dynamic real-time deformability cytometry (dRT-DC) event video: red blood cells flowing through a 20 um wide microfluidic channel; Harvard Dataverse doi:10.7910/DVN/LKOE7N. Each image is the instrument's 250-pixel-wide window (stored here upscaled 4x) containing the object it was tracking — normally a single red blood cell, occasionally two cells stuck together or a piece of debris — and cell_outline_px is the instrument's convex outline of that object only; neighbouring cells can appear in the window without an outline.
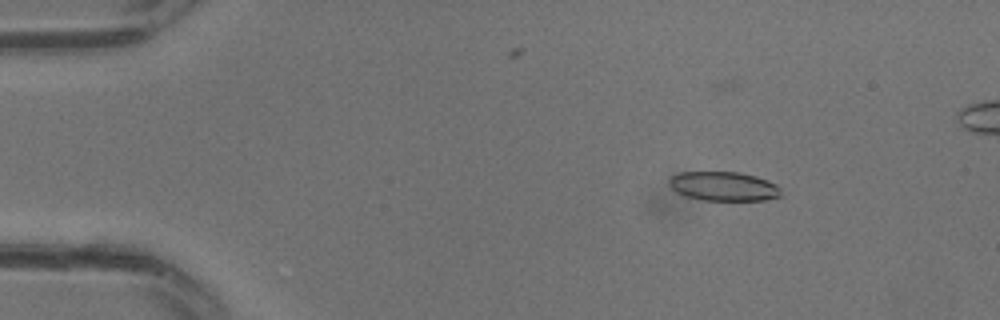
{"species": "common noctule bat (a hibernating species)", "species_latin": "Nyctalus noctula", "temperature_condition": "warm", "stored_images_in_passage": 13, "camera_frame_rate_fps": 3000, "um_per_image_px": 0.085, "animal": {"sex": "male", "body_mass_g": 13.3}, "frame": {"image": 1, "passage_image": 4, "time_ms": 1.0, "image_size_px": [1000, 320], "cell_outline_px": [[780, 196], [764, 200], [704, 200], [684, 196], [676, 192], [668, 184], [668, 180], [672, 176], [680, 172], [740, 172], [756, 176], [768, 180], [776, 184], [780, 188]], "centroid_in_image_um": [61.49, 15.83], "position_along_channel_um": 23.5, "area_um2": 19.07}}
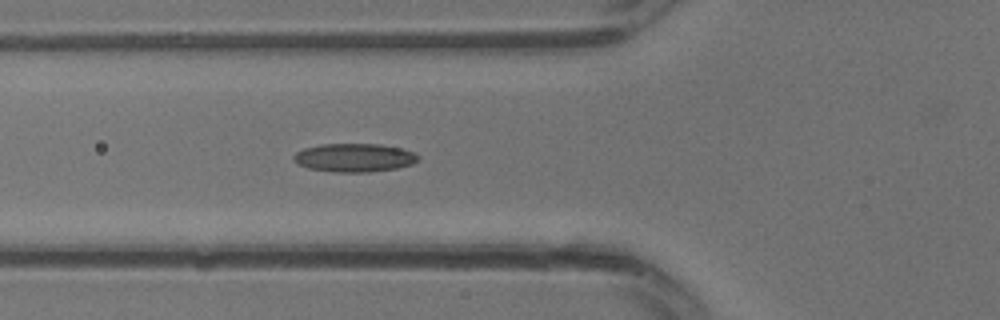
{"frame": {"image": 2, "passage_image": 11, "time_ms": 3.333, "image_size_px": [1000, 320], "cell_outline_px": [[420, 156], [412, 164], [396, 168], [368, 172], [336, 172], [308, 168], [292, 160], [292, 156], [296, 152], [304, 148], [320, 144], [380, 144], [400, 148], [412, 152]], "centroid_in_image_um": [30.08, 13.4], "position_along_channel_um": 95.7, "area_um2": 20.52}}
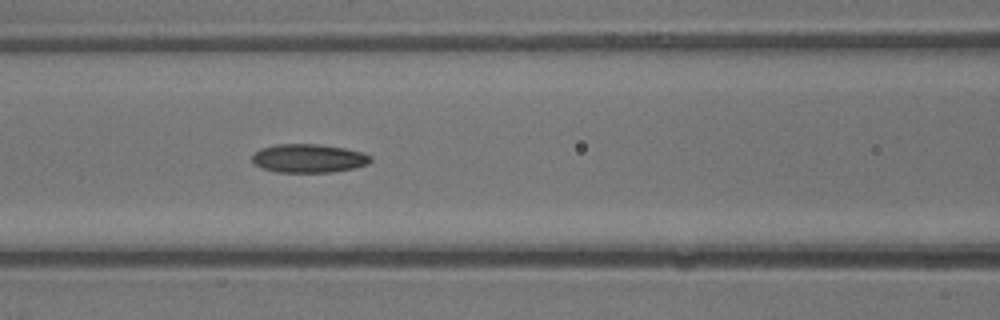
{"frame": {"image": 3, "passage_image": 13, "time_ms": 4.0, "image_size_px": [1000, 320], "cell_outline_px": [[372, 160], [368, 164], [352, 168], [332, 172], [276, 172], [264, 168], [256, 164], [252, 160], [252, 156], [260, 148], [276, 144], [316, 144], [344, 148], [360, 152], [372, 156]], "centroid_in_image_um": [26.24, 13.45], "position_along_channel_um": 140.4, "area_um2": 19.54}}